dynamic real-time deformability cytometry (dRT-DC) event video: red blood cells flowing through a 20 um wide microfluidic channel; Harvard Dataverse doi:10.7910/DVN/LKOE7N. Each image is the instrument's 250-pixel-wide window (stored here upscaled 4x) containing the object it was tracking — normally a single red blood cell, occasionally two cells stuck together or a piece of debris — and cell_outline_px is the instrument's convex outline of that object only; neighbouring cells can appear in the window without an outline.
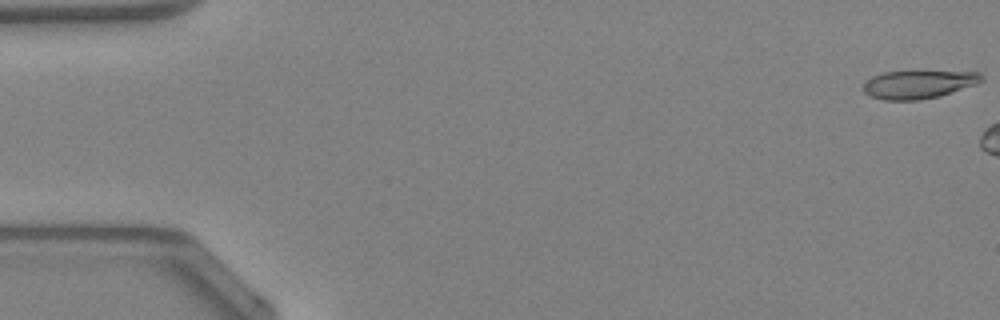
{"species": "Egyptian fruit bat (a non-hibernating species)", "species_latin": "Rousettus aegyptiacus", "temperature_condition": "warm", "stored_images_in_passage": 7, "camera_frame_rate_fps": 3000, "um_per_image_px": 0.085, "animal": {"sex": "female"}, "frame": {"image": 1, "passage_image": 1, "time_ms": 0.0, "image_size_px": [1000, 320], "cell_outline_px": [[984, 80], [976, 84], [940, 96], [920, 100], [884, 100], [868, 96], [860, 88], [872, 76], [884, 72], [980, 72], [984, 76]], "centroid_in_image_um": [78.04, 7.19], "position_along_channel_um": 7.0, "area_um2": 19.36}}